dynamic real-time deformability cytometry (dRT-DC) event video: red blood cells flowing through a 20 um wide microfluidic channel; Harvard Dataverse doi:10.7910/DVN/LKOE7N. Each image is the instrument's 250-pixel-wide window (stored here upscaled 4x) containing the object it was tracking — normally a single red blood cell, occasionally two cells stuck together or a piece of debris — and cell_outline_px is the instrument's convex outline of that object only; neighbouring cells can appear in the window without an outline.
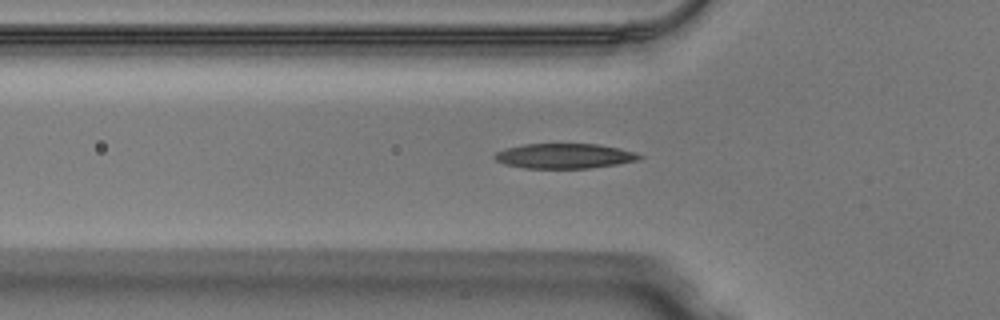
{"species": "Egyptian fruit bat (a non-hibernating species)", "species_latin": "Rousettus aegyptiacus", "temperature_condition": "warm", "stored_images_in_passage": 35, "camera_frame_rate_fps": 3000, "um_per_image_px": 0.085, "animal": {"sex": "male"}, "frame": {"image": 1, "passage_image": 8, "time_ms": 2.333, "image_size_px": [1000, 320], "cell_outline_px": [[644, 156], [640, 160], [616, 164], [588, 168], [524, 168], [504, 164], [496, 160], [492, 156], [496, 152], [508, 148], [524, 144], [600, 144], [620, 148]], "centroid_in_image_um": [47.98, 13.26], "position_along_channel_um": 77.8, "area_um2": 20.98}}
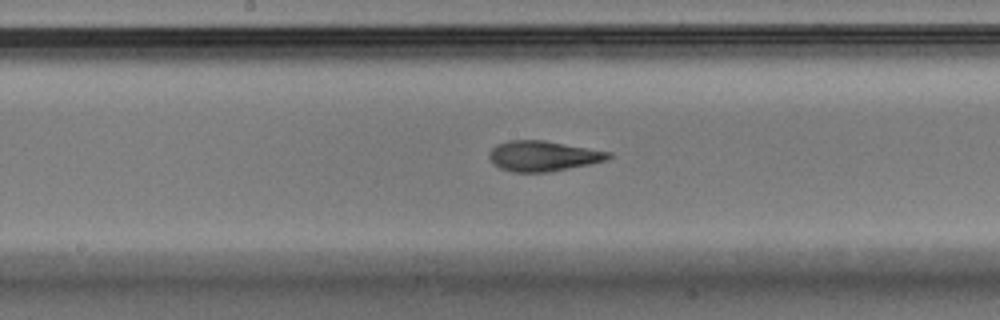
{"frame": {"image": 2, "passage_image": 17, "time_ms": 5.333, "image_size_px": [1000, 320], "cell_outline_px": [[612, 156], [604, 160], [588, 164], [548, 172], [512, 172], [500, 168], [488, 156], [488, 152], [496, 144], [508, 140], [544, 140], [612, 152]], "centroid_in_image_um": [46.13, 13.25], "position_along_channel_um": 202.1, "area_um2": 20.92}}
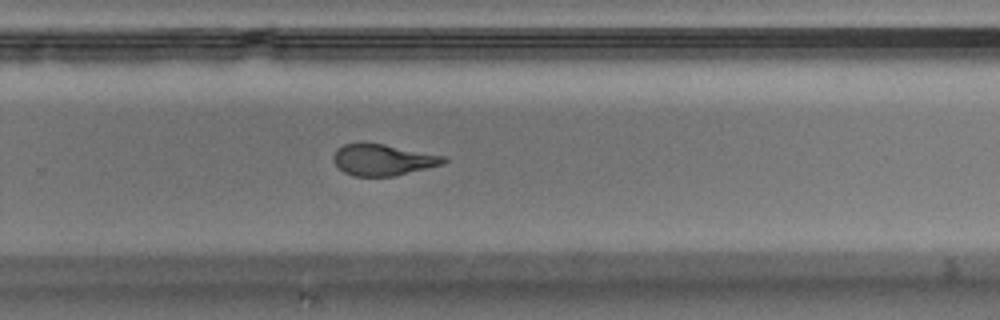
{"frame": {"image": 3, "passage_image": 24, "time_ms": 7.667, "image_size_px": [1000, 320], "cell_outline_px": [[448, 160], [444, 164], [396, 176], [352, 176], [344, 172], [332, 160], [332, 156], [336, 148], [344, 144], [360, 140], [384, 144], [448, 156]], "centroid_in_image_um": [32.54, 13.55], "position_along_channel_um": 297.3, "area_um2": 20.81}, "authors_computed_cell_mechanics": {"area_um2": 20.9236, "velocity_mm_per_s": 4.1065, "shape_relaxation_time_tau1_ms": 3.6878, "shape_relaxation_time_tau2_ms": 1.6474, "deformation_change_tau1": 0.1849, "deformation_change_tau2": 0.1046}}